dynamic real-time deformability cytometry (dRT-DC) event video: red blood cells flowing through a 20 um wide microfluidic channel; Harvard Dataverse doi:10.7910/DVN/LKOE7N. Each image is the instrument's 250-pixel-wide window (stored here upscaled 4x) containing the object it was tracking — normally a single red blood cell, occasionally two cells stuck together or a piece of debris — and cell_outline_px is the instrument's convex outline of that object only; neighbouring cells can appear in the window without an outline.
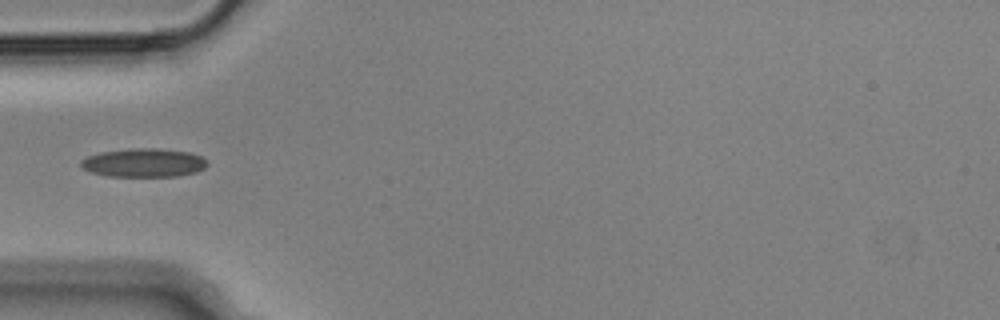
{"species": "Egyptian fruit bat (a non-hibernating species)", "species_latin": "Rousettus aegyptiacus", "temperature_condition": "cold", "stored_images_in_passage": 3, "camera_frame_rate_fps": 3000, "um_per_image_px": 0.085, "animal": {"sex": "male"}, "frame": {"image": 1, "passage_image": 2, "time_ms": 0.333, "image_size_px": [1000, 320], "cell_outline_px": [[208, 164], [204, 168], [196, 172], [176, 176], [108, 176], [92, 172], [80, 168], [80, 160], [88, 156], [100, 152], [132, 148], [160, 148], [192, 152], [200, 156]], "centroid_in_image_um": [12.2, 13.82], "position_along_channel_um": 72.8, "area_um2": 21.15}}